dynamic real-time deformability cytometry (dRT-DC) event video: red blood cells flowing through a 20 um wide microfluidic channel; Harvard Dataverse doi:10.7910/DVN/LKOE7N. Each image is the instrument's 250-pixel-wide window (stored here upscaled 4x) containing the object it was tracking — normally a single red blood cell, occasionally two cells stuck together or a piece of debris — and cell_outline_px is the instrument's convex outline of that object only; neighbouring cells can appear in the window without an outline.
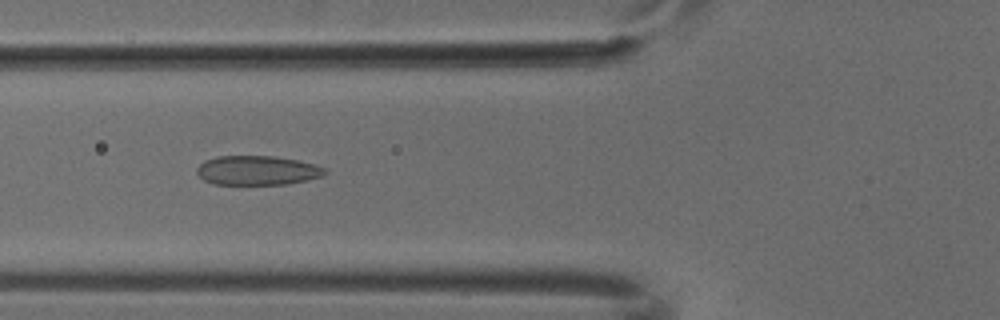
{"species": "common noctule bat (a hibernating species)", "species_latin": "Nyctalus noctula", "temperature_condition": "cold", "stored_images_in_passage": 8, "camera_frame_rate_fps": 3000, "um_per_image_px": 0.085, "animal": {"sex": "male", "body_mass_g": 18.8}, "frame": {"image": 1, "passage_image": 6, "time_ms": 1.667, "image_size_px": [1000, 320], "cell_outline_px": [[328, 172], [320, 176], [288, 184], [212, 184], [204, 180], [196, 172], [196, 168], [204, 160], [216, 156], [272, 156], [296, 160], [316, 164], [324, 168]], "centroid_in_image_um": [21.83, 14.48], "position_along_channel_um": 104.0, "area_um2": 21.79}}
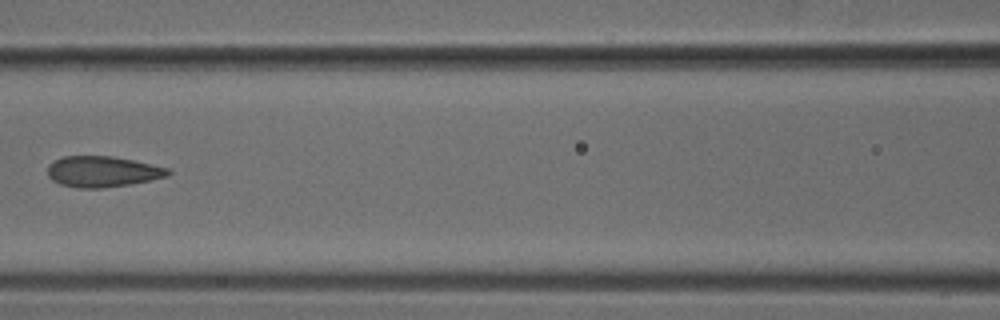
{"frame": {"image": 2, "passage_image": 7, "time_ms": 2.0, "image_size_px": [1000, 320], "cell_outline_px": [[172, 172], [168, 176], [128, 184], [100, 188], [80, 188], [60, 184], [52, 180], [48, 176], [48, 164], [64, 156], [112, 156], [152, 164], [168, 168]], "centroid_in_image_um": [8.7, 14.58], "position_along_channel_um": 157.9, "area_um2": 21.44}}
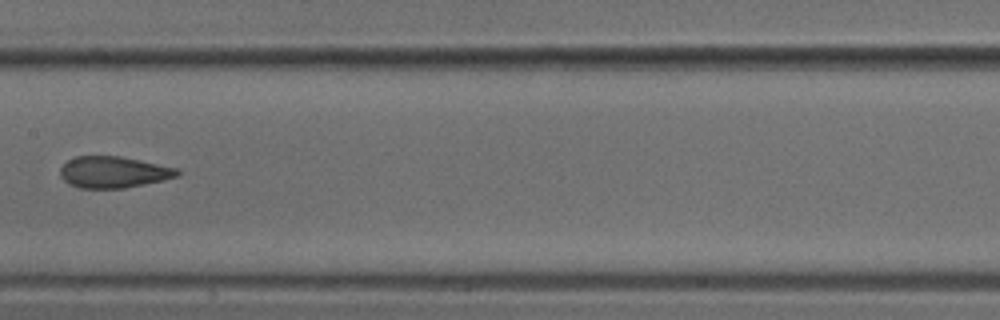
{"frame": {"image": 3, "passage_image": 8, "time_ms": 2.333, "image_size_px": [1000, 320], "cell_outline_px": [[180, 176], [164, 180], [124, 188], [80, 188], [68, 184], [60, 176], [60, 168], [68, 160], [76, 156], [120, 156], [180, 168]], "centroid_in_image_um": [9.67, 14.63], "position_along_channel_um": 197.7, "area_um2": 21.62}}